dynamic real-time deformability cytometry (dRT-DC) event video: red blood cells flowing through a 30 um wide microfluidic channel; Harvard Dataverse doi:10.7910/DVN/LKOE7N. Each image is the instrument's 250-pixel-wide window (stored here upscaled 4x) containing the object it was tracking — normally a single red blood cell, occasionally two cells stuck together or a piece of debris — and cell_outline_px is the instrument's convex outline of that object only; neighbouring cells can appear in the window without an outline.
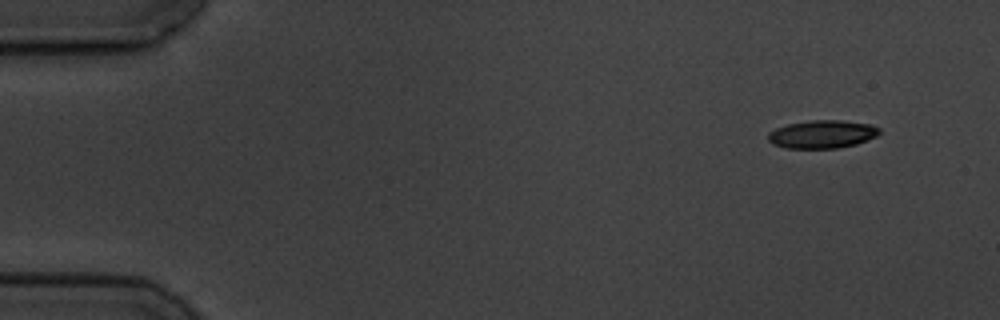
{"species": "common noctule bat (a hibernating species)", "species_latin": "Nyctalus noctula", "temperature_condition": "cold", "stored_images_in_passage": 4, "camera_frame_rate_fps": 3000, "um_per_image_px": 0.085, "animal": {"sex": "male", "body_mass_g": 19.5, "forearm_length_mm": 54.6}, "frame": {"image": 1, "passage_image": 1, "time_ms": 0.0, "image_size_px": [1000, 320], "cell_outline_px": [[880, 132], [876, 136], [856, 144], [836, 148], [784, 148], [772, 144], [768, 140], [768, 132], [776, 128], [788, 124], [812, 120], [840, 120], [872, 124], [880, 128]], "centroid_in_image_um": [69.88, 11.4], "position_along_channel_um": 15.1, "area_um2": 18.21}}
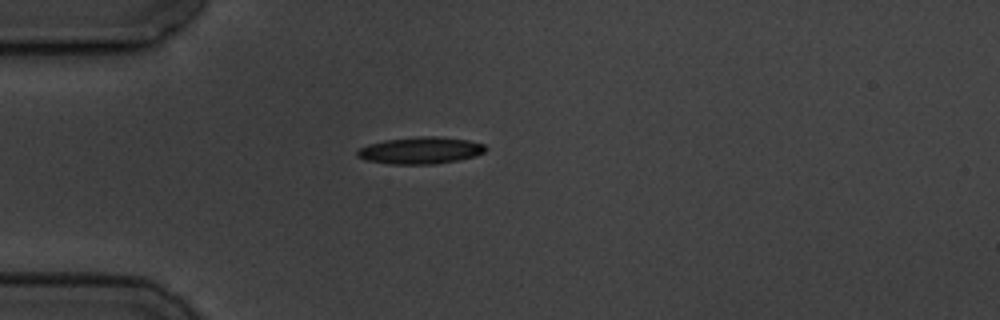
{"frame": {"image": 2, "passage_image": 4, "time_ms": 3.667, "image_size_px": [1000, 320], "cell_outline_px": [[488, 148], [484, 152], [476, 156], [456, 160], [432, 164], [388, 164], [364, 160], [356, 156], [356, 152], [360, 148], [368, 144], [384, 140], [420, 136], [436, 136], [468, 140], [484, 144]], "centroid_in_image_um": [35.72, 12.78], "position_along_channel_um": 49.3, "area_um2": 20.17}}